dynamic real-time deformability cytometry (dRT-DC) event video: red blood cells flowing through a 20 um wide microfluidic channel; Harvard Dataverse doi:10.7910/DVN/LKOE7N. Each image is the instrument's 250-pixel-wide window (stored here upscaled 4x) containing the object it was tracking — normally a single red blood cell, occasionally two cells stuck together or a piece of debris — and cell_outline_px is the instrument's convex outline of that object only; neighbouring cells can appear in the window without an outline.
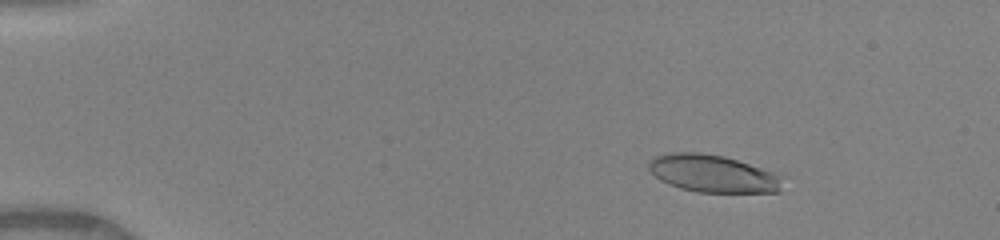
{"species": "human", "species_latin": "Homo sapiens", "temperature_condition": "warm", "stored_images_in_passage": 50, "camera_frame_rate_fps": 3000, "um_per_image_px": 0.085, "donor": {"sex": "female"}, "frame": {"image": 1, "passage_image": 8, "time_ms": 2.333, "image_size_px": [1000, 240], "cell_outline_px": [[780, 192], [696, 192], [680, 188], [668, 184], [660, 180], [648, 168], [648, 164], [652, 156], [668, 152], [700, 152], [724, 156], [772, 172], [776, 176]], "centroid_in_image_um": [60.45, 14.74], "position_along_channel_um": 24.6, "area_um2": 28.73}}
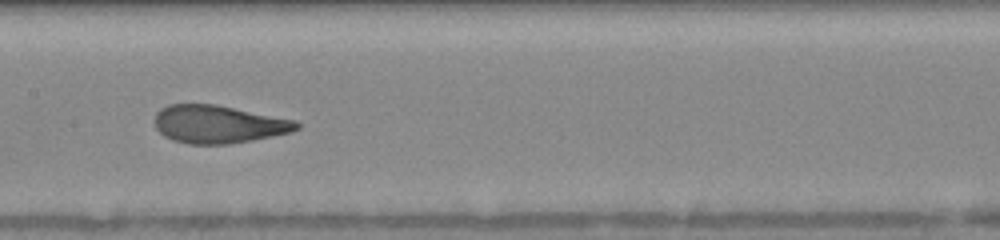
{"frame": {"image": 2, "passage_image": 27, "time_ms": 8.667, "image_size_px": [1000, 240], "cell_outline_px": [[300, 128], [292, 132], [252, 140], [228, 144], [188, 144], [172, 140], [164, 136], [156, 128], [156, 112], [160, 108], [168, 104], [216, 104], [296, 120], [300, 124]], "centroid_in_image_um": [18.57, 10.56], "position_along_channel_um": 188.8, "area_um2": 31.44}}
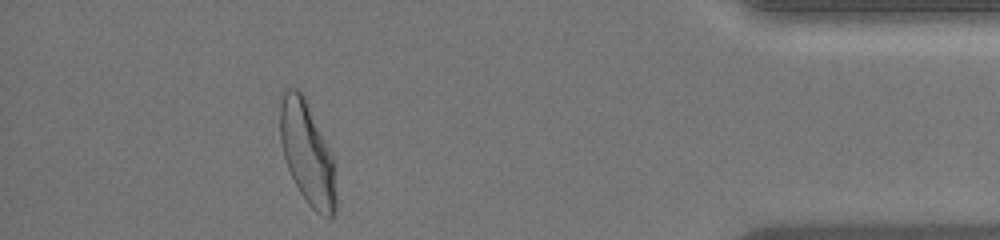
{"frame": {"image": 3, "passage_image": 46, "time_ms": 15.0, "image_size_px": [1000, 240], "cell_outline_px": [[336, 212], [328, 220], [316, 212], [308, 204], [300, 192], [288, 168], [284, 156], [280, 140], [280, 92], [284, 88], [296, 88], [304, 92], [336, 164]], "centroid_in_image_um": [26.14, 12.98], "position_along_channel_um": 409.1, "area_um2": 34.22}, "authors_computed_cell_mechanics": {"area_um2": 31.0675, "velocity_mm_per_s": 4.1159, "shape_relaxation_time_tau1_ms": 4.2311, "shape_relaxation_time_tau2_ms": 1.0876, "deformation_change_tau1": 0.218, "deformation_change_tau2": 0.0853}}